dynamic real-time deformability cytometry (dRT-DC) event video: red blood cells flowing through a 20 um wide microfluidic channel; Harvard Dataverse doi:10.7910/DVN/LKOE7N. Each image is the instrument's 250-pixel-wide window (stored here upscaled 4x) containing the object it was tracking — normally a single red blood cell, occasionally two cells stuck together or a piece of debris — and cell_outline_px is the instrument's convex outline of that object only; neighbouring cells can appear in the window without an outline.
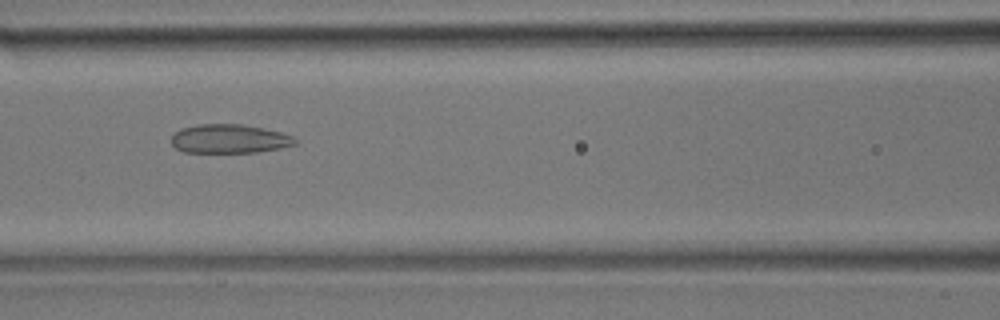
{"species": "common noctule bat (a hibernating species)", "species_latin": "Nyctalus noctula", "temperature_condition": "room temperature", "stored_images_in_passage": 41, "camera_frame_rate_fps": 3000, "um_per_image_px": 0.085, "animal": {"sex": "male", "body_mass_g": 17.9}, "frame": {"image": 1, "passage_image": 19, "time_ms": 6.0, "image_size_px": [1000, 320], "cell_outline_px": [[296, 144], [280, 148], [256, 152], [184, 152], [176, 148], [172, 144], [172, 136], [180, 128], [196, 124], [244, 124], [264, 128], [280, 132], [292, 136], [296, 140]], "centroid_in_image_um": [19.48, 11.79], "position_along_channel_um": 147.1, "area_um2": 20.81}}
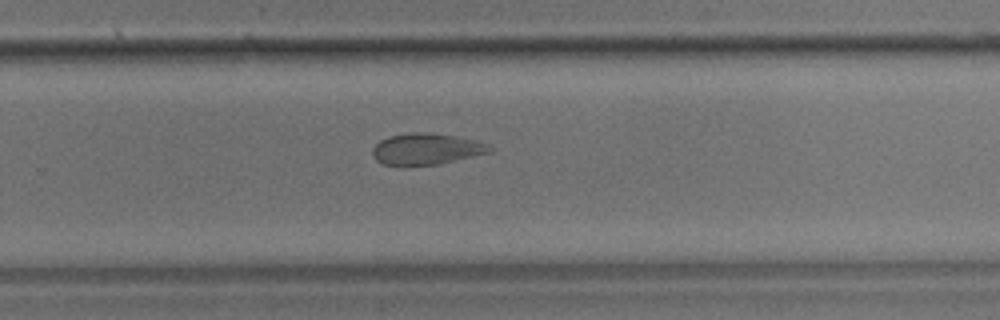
{"frame": {"image": 2, "passage_image": 29, "time_ms": 9.333, "image_size_px": [1000, 320], "cell_outline_px": [[492, 152], [436, 164], [404, 168], [400, 168], [384, 164], [376, 160], [372, 152], [372, 148], [380, 140], [388, 136], [408, 132], [428, 132], [452, 136], [472, 140], [488, 144], [492, 148]], "centroid_in_image_um": [36.15, 12.69], "position_along_channel_um": 293.6, "area_um2": 21.68}}
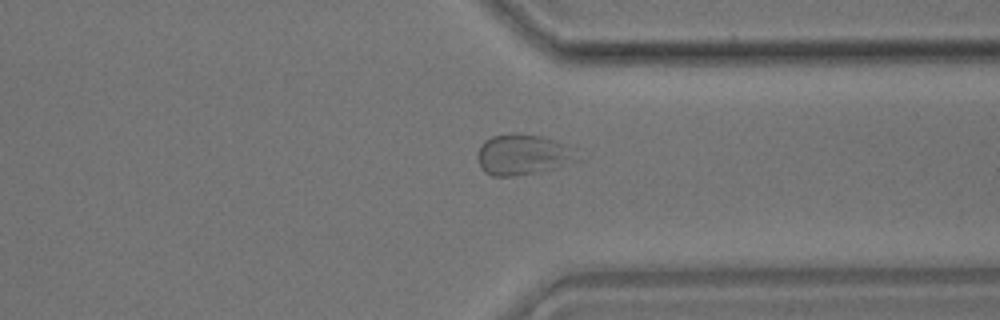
{"frame": {"image": 3, "passage_image": 34, "time_ms": 11.0, "image_size_px": [1000, 320], "cell_outline_px": [[580, 160], [556, 168], [536, 172], [512, 176], [492, 176], [484, 172], [480, 168], [476, 156], [480, 144], [484, 140], [492, 136], [540, 136], [556, 140], [576, 148]], "centroid_in_image_um": [44.47, 13.18], "position_along_channel_um": 366.9, "area_um2": 23.47}}